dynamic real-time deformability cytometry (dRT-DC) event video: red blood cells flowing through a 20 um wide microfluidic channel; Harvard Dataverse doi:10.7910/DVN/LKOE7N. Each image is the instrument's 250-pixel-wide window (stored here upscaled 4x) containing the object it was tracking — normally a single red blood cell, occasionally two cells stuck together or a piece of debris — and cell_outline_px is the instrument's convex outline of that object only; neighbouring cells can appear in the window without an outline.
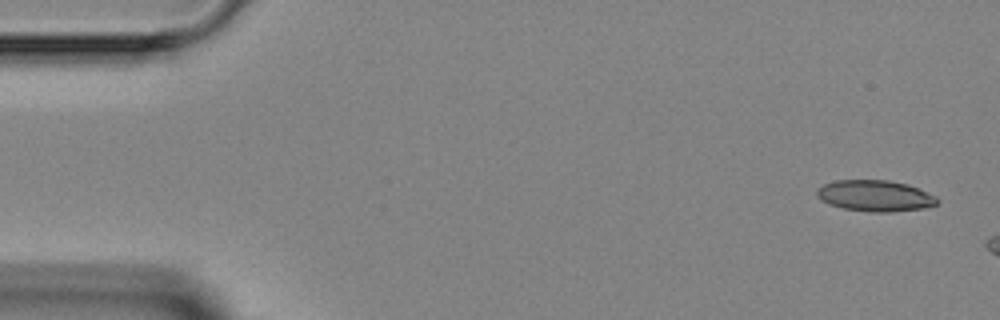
{"species": "Egyptian fruit bat (a non-hibernating species)", "species_latin": "Rousettus aegyptiacus", "temperature_condition": "room temperature", "stored_images_in_passage": 3, "camera_frame_rate_fps": 3000, "um_per_image_px": 0.085, "animal": {"sex": "female"}, "frame": {"image": 1, "passage_image": 1, "time_ms": 0.0, "image_size_px": [1000, 320], "cell_outline_px": [[940, 200], [936, 204], [924, 208], [892, 212], [872, 212], [844, 208], [828, 204], [820, 200], [816, 196], [816, 188], [824, 184], [836, 180], [888, 180], [908, 184], [936, 196]], "centroid_in_image_um": [74.36, 16.64], "position_along_channel_um": 10.6, "area_um2": 21.96}}